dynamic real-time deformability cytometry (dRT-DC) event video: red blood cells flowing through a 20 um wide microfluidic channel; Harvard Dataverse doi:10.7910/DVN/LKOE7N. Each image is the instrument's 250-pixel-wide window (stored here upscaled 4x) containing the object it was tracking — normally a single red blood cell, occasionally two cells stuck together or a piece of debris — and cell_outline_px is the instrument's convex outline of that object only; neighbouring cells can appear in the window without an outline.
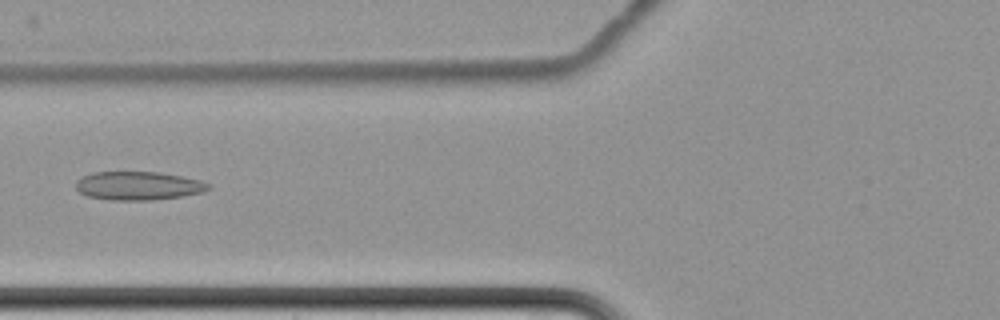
{"species": "common noctule bat (a hibernating species)", "species_latin": "Nyctalus noctula", "temperature_condition": "cold", "stored_images_in_passage": 7, "camera_frame_rate_fps": 3000, "um_per_image_px": 0.085, "animal": {"sex": "female", "body_mass_g": 22.7, "forearm_length_mm": 54.2}, "frame": {"image": 1, "passage_image": 7, "time_ms": 7.667, "image_size_px": [1000, 320], "cell_outline_px": [[212, 188], [204, 192], [184, 196], [152, 200], [112, 200], [88, 196], [80, 192], [76, 188], [76, 180], [92, 172], [160, 172], [200, 180], [212, 184]], "centroid_in_image_um": [11.81, 15.79], "position_along_channel_um": 114.0, "area_um2": 22.14}}